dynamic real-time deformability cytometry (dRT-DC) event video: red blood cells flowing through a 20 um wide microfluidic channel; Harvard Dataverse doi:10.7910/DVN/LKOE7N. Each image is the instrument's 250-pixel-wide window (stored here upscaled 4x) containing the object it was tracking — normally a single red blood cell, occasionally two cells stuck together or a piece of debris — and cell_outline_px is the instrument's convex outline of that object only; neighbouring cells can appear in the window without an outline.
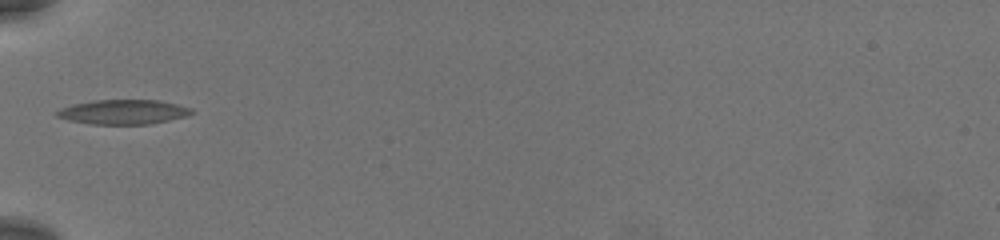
{"species": "common noctule bat (a hibernating species)", "species_latin": "Nyctalus noctula", "temperature_condition": "warm", "stored_images_in_passage": 48, "camera_frame_rate_fps": 3000, "um_per_image_px": 0.085, "animal": {"sex": "female", "body_mass_g": 19.5, "forearm_length_mm": 54.1}, "frame": {"image": 1, "passage_image": 1, "time_ms": 0.0, "image_size_px": [1000, 240], "cell_outline_px": [[196, 112], [184, 116], [168, 120], [148, 124], [92, 124], [68, 120], [56, 116], [56, 112], [60, 108], [72, 104], [96, 100], [160, 100], [192, 108]], "centroid_in_image_um": [10.47, 9.51], "position_along_channel_um": 74.5, "area_um2": 19.19}}
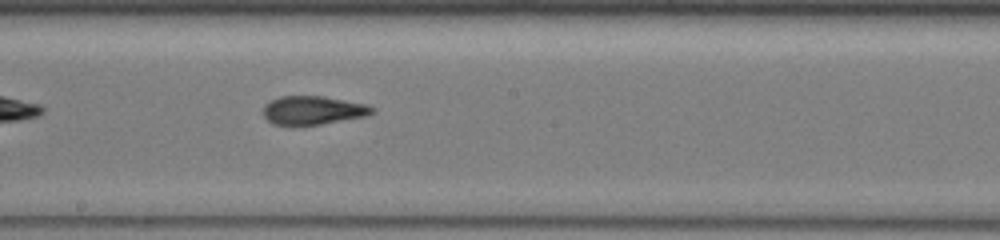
{"frame": {"image": 2, "passage_image": 17, "time_ms": 5.333, "image_size_px": [1000, 240], "cell_outline_px": [[376, 112], [368, 116], [320, 124], [272, 124], [264, 116], [264, 104], [280, 96], [324, 96], [368, 104], [376, 108]], "centroid_in_image_um": [26.68, 9.36], "position_along_channel_um": 221.5, "area_um2": 18.15}}
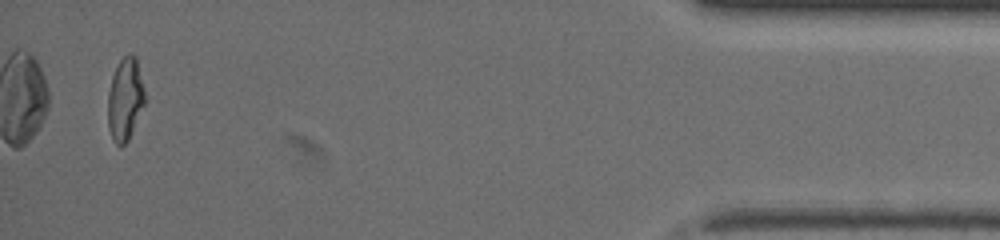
{"frame": {"image": 3, "passage_image": 46, "time_ms": 15.0, "image_size_px": [1000, 240], "cell_outline_px": [[144, 104], [128, 140], [124, 144], [116, 144], [112, 140], [108, 128], [108, 92], [112, 76], [120, 60], [128, 52], [132, 52], [136, 56], [144, 88]], "centroid_in_image_um": [10.62, 8.4], "position_along_channel_um": 424.6, "area_um2": 17.69}}